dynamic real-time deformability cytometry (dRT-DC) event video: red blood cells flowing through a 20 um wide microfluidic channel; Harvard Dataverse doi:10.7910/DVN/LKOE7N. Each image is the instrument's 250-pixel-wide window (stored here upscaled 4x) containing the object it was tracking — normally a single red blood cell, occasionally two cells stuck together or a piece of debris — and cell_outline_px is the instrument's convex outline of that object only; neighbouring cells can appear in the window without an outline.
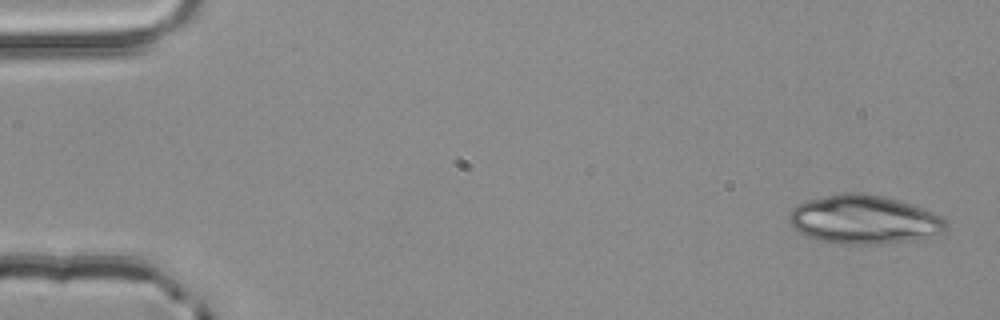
{"species": "common noctule bat (a hibernating species)", "species_latin": "Nyctalus noctula", "temperature_condition": "room temperature", "stored_images_in_passage": 4, "camera_frame_rate_fps": 3000, "um_per_image_px": 0.085, "animal": {"sex": "male", "body_mass_g": 20.4}, "frame": {"image": 1, "passage_image": 1, "time_ms": 0.0, "image_size_px": [1000, 320], "cell_outline_px": [[948, 228], [944, 232], [932, 236], [908, 240], [880, 244], [844, 244], [816, 240], [804, 236], [792, 228], [788, 220], [788, 216], [792, 208], [796, 204], [808, 200], [844, 192], [860, 192], [884, 196], [932, 212], [940, 216], [948, 224]], "centroid_in_image_um": [73.37, 18.67], "position_along_channel_um": 11.6, "area_um2": 44.56}}